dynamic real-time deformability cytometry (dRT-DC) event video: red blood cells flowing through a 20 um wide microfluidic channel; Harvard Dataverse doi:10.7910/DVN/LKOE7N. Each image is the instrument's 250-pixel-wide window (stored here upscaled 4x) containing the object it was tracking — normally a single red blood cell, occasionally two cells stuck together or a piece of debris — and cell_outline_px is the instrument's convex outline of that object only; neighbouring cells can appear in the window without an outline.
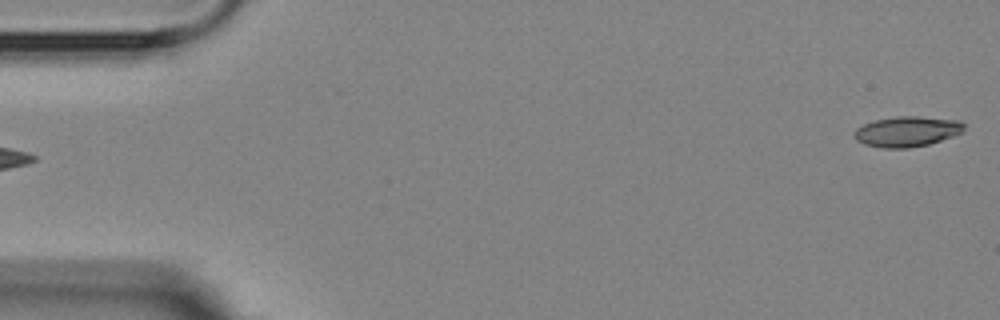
{"species": "Egyptian fruit bat (a non-hibernating species)", "species_latin": "Rousettus aegyptiacus", "temperature_condition": "room temperature", "stored_images_in_passage": 6, "camera_frame_rate_fps": 3000, "um_per_image_px": 0.085, "animal": {"sex": "female"}, "frame": {"image": 1, "passage_image": 6, "time_ms": 5.667, "image_size_px": [1000, 320], "cell_outline_px": [[964, 132], [928, 144], [908, 148], [884, 148], [864, 144], [856, 140], [852, 136], [852, 132], [856, 128], [864, 124], [876, 120], [896, 116], [920, 116], [960, 120], [964, 124]], "centroid_in_image_um": [77.08, 11.17], "position_along_channel_um": 7.9, "area_um2": 19.54}}